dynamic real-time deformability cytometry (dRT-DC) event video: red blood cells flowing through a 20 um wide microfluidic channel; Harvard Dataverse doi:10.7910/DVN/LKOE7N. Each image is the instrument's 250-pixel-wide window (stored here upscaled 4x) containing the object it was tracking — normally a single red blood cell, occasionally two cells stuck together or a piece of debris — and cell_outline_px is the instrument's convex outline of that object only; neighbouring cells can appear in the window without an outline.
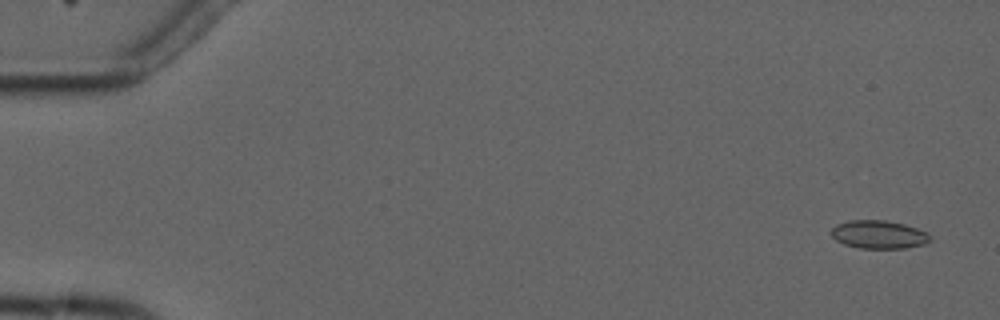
{"species": "common noctule bat (a hibernating species)", "species_latin": "Nyctalus noctula", "temperature_condition": "cold", "stored_images_in_passage": 5, "camera_frame_rate_fps": 3000, "um_per_image_px": 0.085, "animal": {"sex": "male", "forearm_length_mm": 52.5}, "frame": {"image": 1, "passage_image": 1, "time_ms": 0.0, "image_size_px": [1000, 320], "cell_outline_px": [[932, 240], [924, 244], [904, 248], [860, 248], [844, 244], [836, 240], [832, 236], [832, 228], [836, 224], [848, 220], [884, 220], [904, 224], [916, 228], [924, 232]], "centroid_in_image_um": [74.66, 19.93], "position_along_channel_um": 10.3, "area_um2": 16.07}}
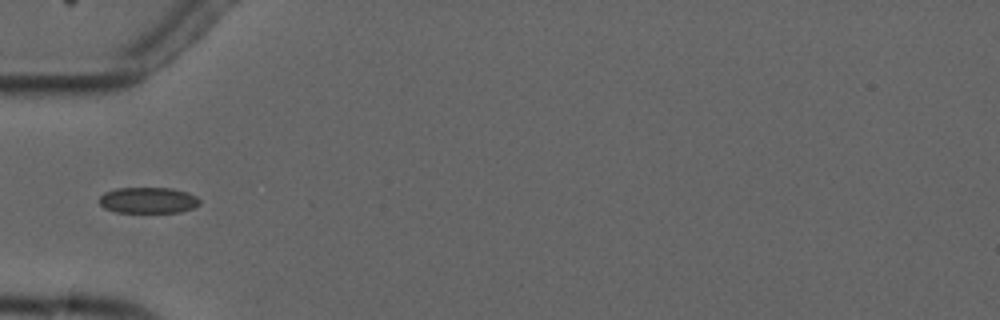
{"frame": {"image": 2, "passage_image": 5, "time_ms": 5.333, "image_size_px": [1000, 320], "cell_outline_px": [[200, 204], [192, 208], [180, 212], [116, 212], [104, 208], [100, 204], [100, 196], [104, 192], [116, 188], [172, 188], [188, 192], [196, 196], [200, 200]], "centroid_in_image_um": [12.6, 17.01], "position_along_channel_um": 72.4, "area_um2": 15.26}}